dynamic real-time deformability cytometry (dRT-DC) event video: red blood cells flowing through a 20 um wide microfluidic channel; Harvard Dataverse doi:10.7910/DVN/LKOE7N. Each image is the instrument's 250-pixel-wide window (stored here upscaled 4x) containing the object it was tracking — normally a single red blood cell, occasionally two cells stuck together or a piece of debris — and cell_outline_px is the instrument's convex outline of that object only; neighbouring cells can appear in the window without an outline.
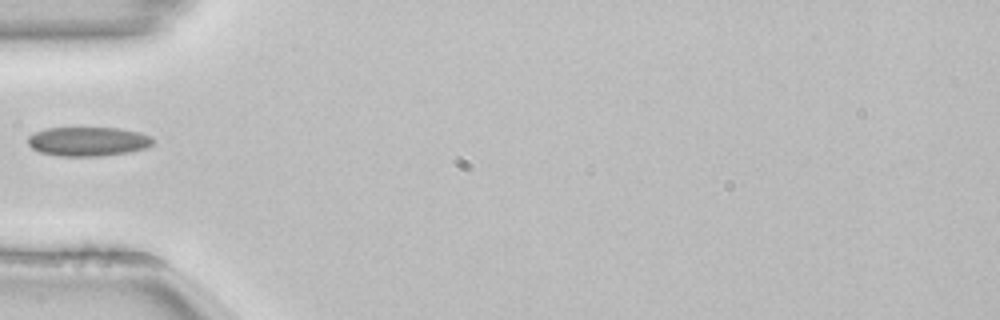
{"species": "common noctule bat (a hibernating species)", "species_latin": "Nyctalus noctula", "temperature_condition": "room temperature", "stored_images_in_passage": 3, "camera_frame_rate_fps": 3000, "um_per_image_px": 0.085, "animal": {"sex": "female", "body_mass_g": 22.7, "forearm_length_mm": 54.2}, "frame": {"image": 1, "passage_image": 1, "time_ms": 0.0, "image_size_px": [1000, 320], "cell_outline_px": [[152, 144], [144, 148], [128, 152], [100, 156], [60, 156], [40, 152], [32, 148], [28, 144], [28, 136], [44, 128], [120, 128], [140, 132], [152, 136]], "centroid_in_image_um": [7.47, 12.02], "position_along_channel_um": 77.5, "area_um2": 21.21}}